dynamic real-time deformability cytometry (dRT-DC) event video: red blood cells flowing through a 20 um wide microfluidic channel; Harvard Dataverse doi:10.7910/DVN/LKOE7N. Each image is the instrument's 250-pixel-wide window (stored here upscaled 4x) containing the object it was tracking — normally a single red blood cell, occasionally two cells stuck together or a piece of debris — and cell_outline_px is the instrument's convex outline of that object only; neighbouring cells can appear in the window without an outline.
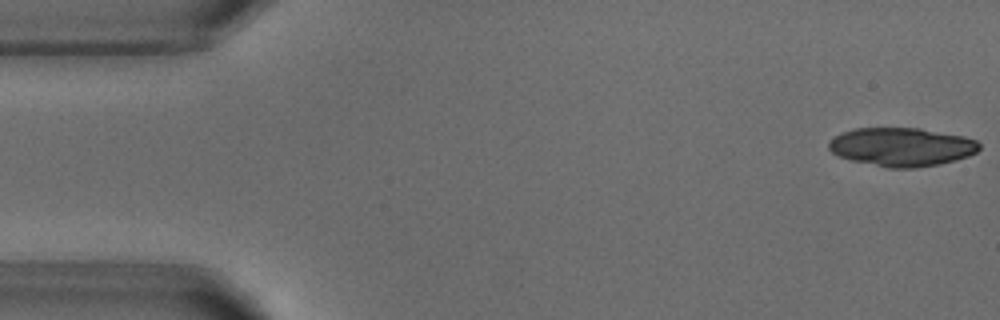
{"species": "common noctule bat (a hibernating species)", "species_latin": "Nyctalus noctula", "temperature_condition": "warm", "stored_images_in_passage": 52, "camera_frame_rate_fps": 3000, "um_per_image_px": 0.085, "animal": {"sex": "male", "body_mass_g": 18.8}, "frame": {"image": 1, "passage_image": 1, "time_ms": 0.0, "image_size_px": [1000, 320], "cell_outline_px": [[980, 148], [976, 152], [968, 156], [956, 160], [940, 164], [916, 168], [888, 168], [852, 160], [840, 156], [832, 152], [828, 148], [828, 140], [832, 136], [840, 132], [856, 128], [920, 128], [964, 136], [976, 140], [980, 144]], "centroid_in_image_um": [76.63, 12.48], "position_along_channel_um": 8.4, "area_um2": 34.04}}
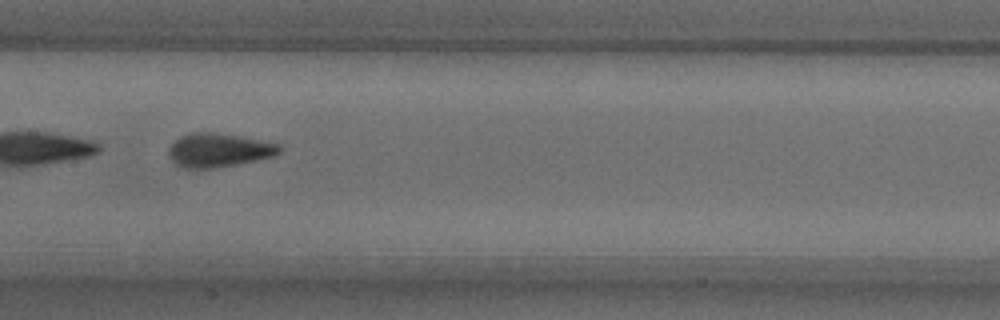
{"frame": {"image": 2, "passage_image": 25, "time_ms": 8.0, "image_size_px": [1000, 320], "cell_outline_px": [[284, 148], [280, 152], [272, 156], [256, 160], [236, 164], [212, 168], [180, 168], [172, 160], [168, 152], [168, 148], [180, 136], [192, 132], [212, 132], [240, 136], [280, 144]], "centroid_in_image_um": [18.59, 12.76], "position_along_channel_um": 188.8, "area_um2": 21.73}}
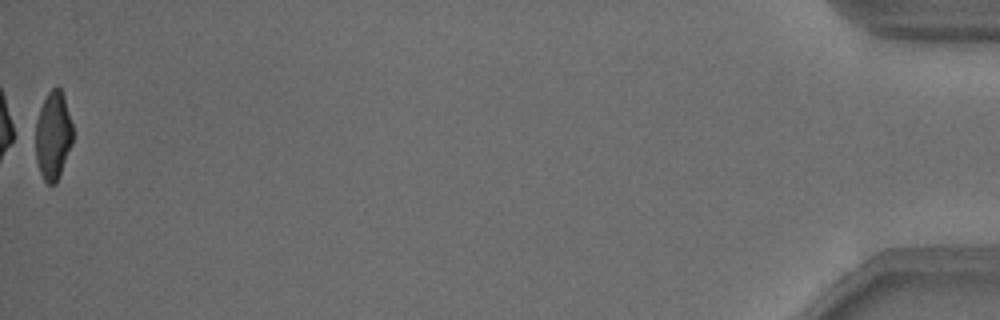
{"frame": {"image": 3, "passage_image": 52, "time_ms": 17.0, "image_size_px": [1000, 320], "cell_outline_px": [[72, 144], [60, 176], [56, 184], [48, 184], [44, 180], [40, 172], [36, 160], [36, 120], [40, 108], [48, 92], [56, 84], [60, 88], [64, 96], [72, 124]], "centroid_in_image_um": [4.52, 11.53], "position_along_channel_um": 430.7, "area_um2": 19.19}, "authors_computed_cell_mechanics": {"area_um2": 21.4438, "velocity_mm_per_s": 3.8296, "shape_relaxation_time_tau1_ms": 4.5443, "shape_relaxation_time_tau2_ms": 1.0055, "deformation_change_tau1": 0.1568, "deformation_change_tau2": 0.0842}}